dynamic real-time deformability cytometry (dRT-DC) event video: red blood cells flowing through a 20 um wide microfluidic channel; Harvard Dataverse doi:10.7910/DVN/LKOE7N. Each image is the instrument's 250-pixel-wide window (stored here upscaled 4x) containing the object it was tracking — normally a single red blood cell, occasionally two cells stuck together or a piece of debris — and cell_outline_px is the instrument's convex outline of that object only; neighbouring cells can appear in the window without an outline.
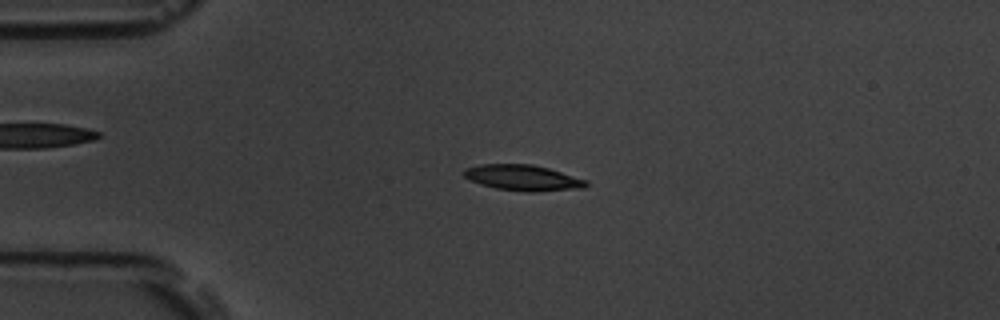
{"species": "common noctule bat (a hibernating species)", "species_latin": "Nyctalus noctula", "temperature_condition": "room temperature", "stored_images_in_passage": 54, "camera_frame_rate_fps": 3000, "um_per_image_px": 0.085, "animal": {"sex": "male", "body_mass_g": 19.5, "forearm_length_mm": 54.6}, "frame": {"image": 1, "passage_image": 13, "time_ms": 4.0, "image_size_px": [1000, 320], "cell_outline_px": [[588, 184], [584, 188], [536, 192], [528, 192], [496, 188], [480, 184], [468, 180], [464, 176], [464, 168], [480, 164], [532, 164], [548, 168], [588, 180]], "centroid_in_image_um": [44.44, 15.11], "position_along_channel_um": 40.6, "area_um2": 18.44}}
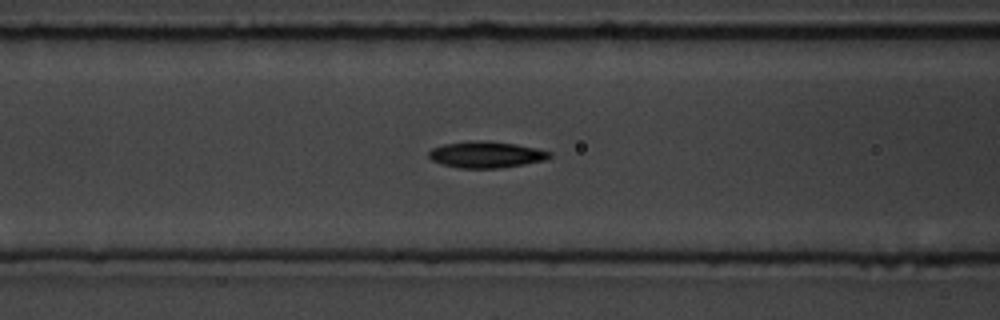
{"frame": {"image": 2, "passage_image": 22, "time_ms": 7.0, "image_size_px": [1000, 320], "cell_outline_px": [[552, 156], [544, 160], [524, 164], [500, 168], [460, 168], [444, 164], [432, 160], [428, 156], [428, 152], [432, 148], [444, 144], [472, 140], [476, 140], [516, 144], [536, 148], [552, 152]], "centroid_in_image_um": [41.32, 13.14], "position_along_channel_um": 125.3, "area_um2": 18.44}}
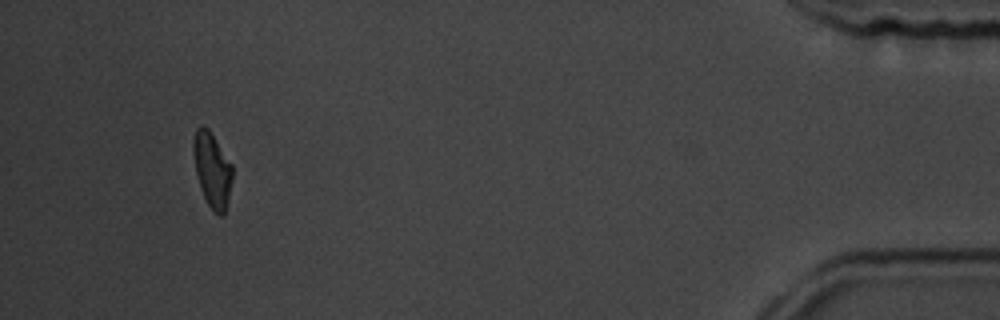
{"frame": {"image": 3, "passage_image": 51, "time_ms": 16.667, "image_size_px": [1000, 320], "cell_outline_px": [[232, 180], [224, 216], [220, 216], [208, 204], [200, 188], [196, 172], [192, 152], [192, 140], [196, 128], [200, 124], [204, 124], [208, 128], [232, 164]], "centroid_in_image_um": [18.01, 14.37], "position_along_channel_um": 417.2, "area_um2": 17.05}, "authors_computed_cell_mechanics": {"area_um2": 17.4845, "velocity_mm_per_s": 3.7652, "shape_relaxation_time_tau1_ms": 2.9595, "shape_relaxation_time_tau2_ms": 3.5271, "deformation_change_tau1": 0.129, "deformation_change_tau2": 0.088}}